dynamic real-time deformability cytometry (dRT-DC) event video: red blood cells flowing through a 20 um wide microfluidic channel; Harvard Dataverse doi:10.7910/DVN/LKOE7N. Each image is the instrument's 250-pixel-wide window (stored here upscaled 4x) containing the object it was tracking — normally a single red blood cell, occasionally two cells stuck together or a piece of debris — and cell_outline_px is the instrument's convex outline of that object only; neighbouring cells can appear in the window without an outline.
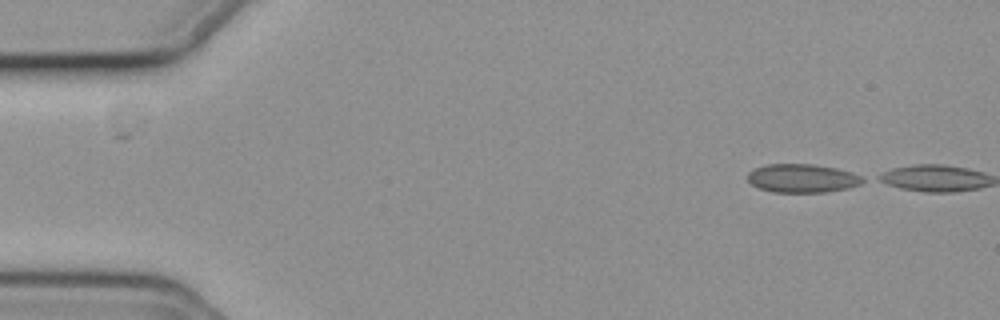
{"species": "common noctule bat (a hibernating species)", "species_latin": "Nyctalus noctula", "temperature_condition": "cold", "stored_images_in_passage": 6, "camera_frame_rate_fps": 3000, "um_per_image_px": 0.085, "animal": {"sex": "female", "body_mass_g": 19.3, "forearm_length_mm": 54.1}, "frame": {"image": 1, "passage_image": 1, "time_ms": 0.0, "image_size_px": [1000, 320], "cell_outline_px": [[868, 180], [860, 184], [848, 188], [824, 192], [772, 192], [760, 188], [752, 184], [748, 180], [748, 172], [756, 168], [768, 164], [812, 164], [836, 168], [852, 172], [864, 176]], "centroid_in_image_um": [68.25, 15.15], "position_along_channel_um": 16.8, "area_um2": 19.19}}